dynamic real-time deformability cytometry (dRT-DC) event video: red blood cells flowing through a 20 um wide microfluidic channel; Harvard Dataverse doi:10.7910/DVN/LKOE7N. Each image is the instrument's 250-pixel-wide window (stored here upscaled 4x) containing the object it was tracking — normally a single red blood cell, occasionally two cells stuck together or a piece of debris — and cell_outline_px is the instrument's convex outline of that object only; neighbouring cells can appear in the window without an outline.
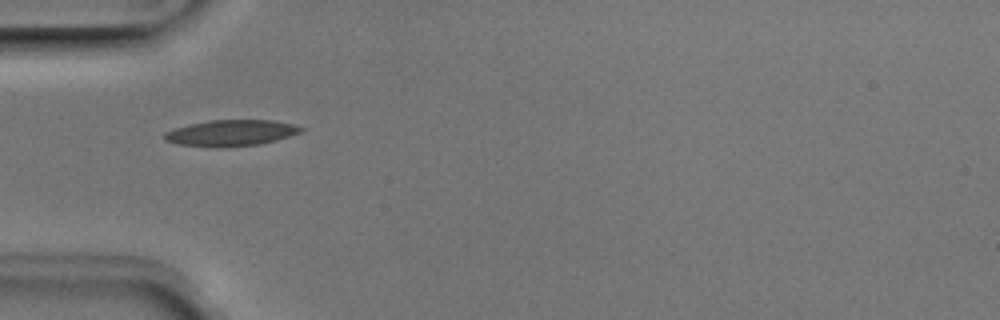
{"species": "Egyptian fruit bat (a non-hibernating species)", "species_latin": "Rousettus aegyptiacus", "temperature_condition": "room temperature", "stored_images_in_passage": 3, "camera_frame_rate_fps": 3000, "um_per_image_px": 0.085, "animal": {"sex": "male"}, "frame": {"image": 1, "passage_image": 1, "time_ms": 0.0, "image_size_px": [1000, 320], "cell_outline_px": [[304, 128], [300, 132], [276, 140], [260, 144], [224, 148], [216, 148], [180, 144], [164, 140], [164, 132], [172, 128], [208, 120], [272, 120], [292, 124]], "centroid_in_image_um": [19.59, 11.31], "position_along_channel_um": 65.4, "area_um2": 20.87}}
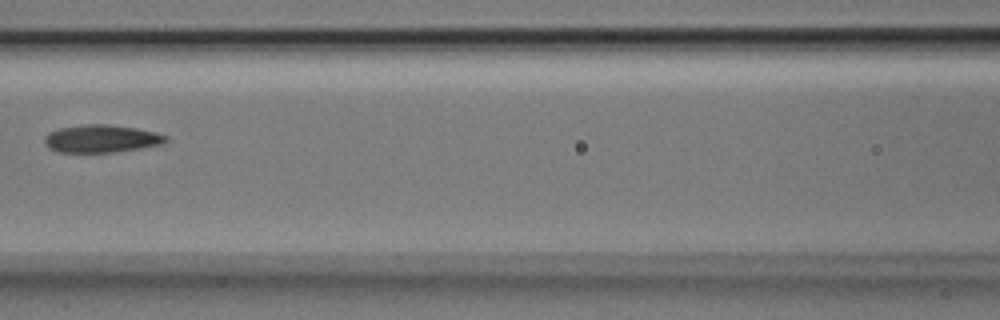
{"frame": {"image": 2, "passage_image": 3, "time_ms": 0.667, "image_size_px": [1000, 320], "cell_outline_px": [[168, 140], [160, 144], [140, 148], [112, 152], [60, 152], [48, 148], [44, 144], [44, 136], [48, 132], [60, 128], [88, 124], [108, 124], [136, 128], [156, 132], [168, 136]], "centroid_in_image_um": [8.59, 11.78], "position_along_channel_um": 158.0, "area_um2": 19.54}}